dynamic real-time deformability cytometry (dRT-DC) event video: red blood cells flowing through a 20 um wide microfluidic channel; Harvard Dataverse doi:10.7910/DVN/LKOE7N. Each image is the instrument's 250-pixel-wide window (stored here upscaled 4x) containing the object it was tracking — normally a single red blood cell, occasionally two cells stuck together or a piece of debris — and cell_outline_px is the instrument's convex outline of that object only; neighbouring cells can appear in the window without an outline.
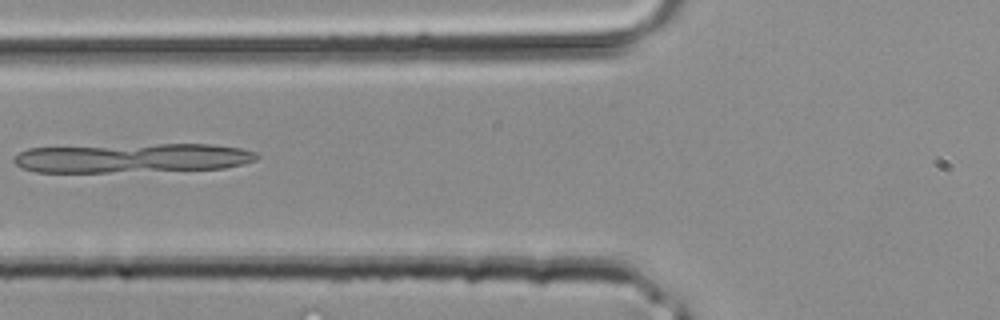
{"species": "common noctule bat (a hibernating species)", "species_latin": "Nyctalus noctula", "temperature_condition": "room temperature", "stored_images_in_passage": 4, "camera_frame_rate_fps": 3000, "um_per_image_px": 0.085, "animal": {"sex": "male", "body_mass_g": 20.4}, "frame": {"image": 1, "passage_image": 4, "time_ms": 1.0, "image_size_px": [1000, 320], "cell_outline_px": [[260, 156], [256, 160], [224, 168], [108, 172], [36, 172], [24, 168], [16, 164], [12, 160], [20, 152], [28, 148], [156, 144], [212, 144], [240, 148], [256, 152]], "centroid_in_image_um": [11.26, 13.42], "position_along_channel_um": 114.5, "area_um2": 41.15}}